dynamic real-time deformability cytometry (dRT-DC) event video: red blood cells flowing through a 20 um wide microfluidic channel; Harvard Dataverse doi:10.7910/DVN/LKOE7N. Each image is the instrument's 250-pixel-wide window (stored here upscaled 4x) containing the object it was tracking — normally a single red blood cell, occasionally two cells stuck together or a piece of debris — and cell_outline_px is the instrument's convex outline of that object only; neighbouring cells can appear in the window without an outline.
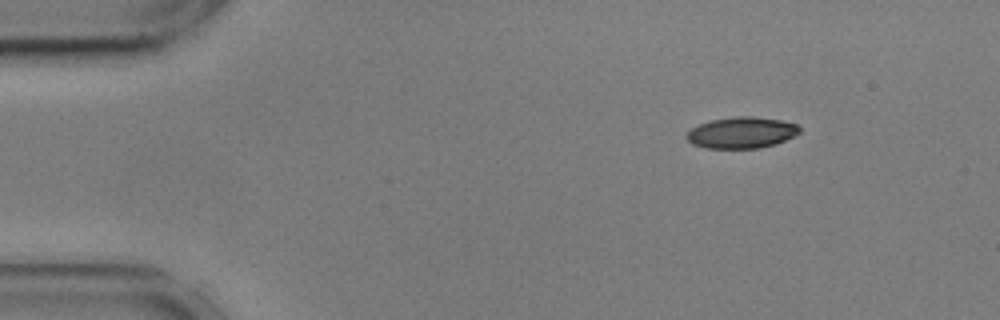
{"species": "common noctule bat (a hibernating species)", "species_latin": "Nyctalus noctula", "temperature_condition": "cold", "stored_images_in_passage": 14, "camera_frame_rate_fps": 3000, "um_per_image_px": 0.085, "animal": {"sex": "male", "body_mass_g": 17.9, "forearm_length_mm": 54.2}, "frame": {"image": 1, "passage_image": 1, "time_ms": 0.0, "image_size_px": [1000, 320], "cell_outline_px": [[800, 132], [776, 144], [760, 148], [708, 148], [692, 144], [684, 136], [696, 124], [712, 120], [732, 116], [752, 116], [780, 120], [796, 124], [800, 128]], "centroid_in_image_um": [63.0, 11.27], "position_along_channel_um": 22.0, "area_um2": 20.58}}
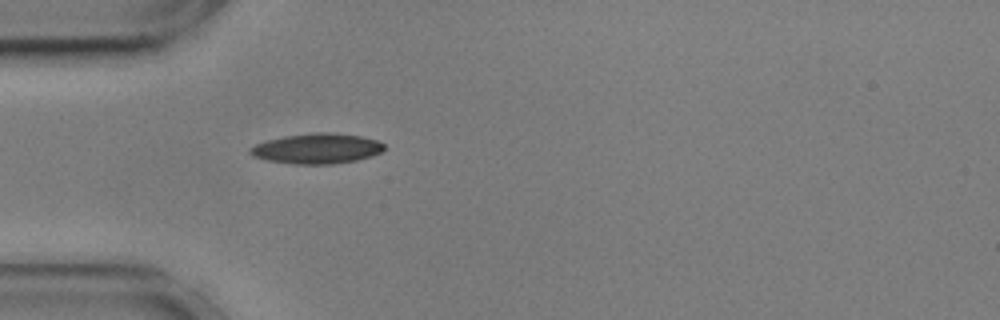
{"frame": {"image": 2, "passage_image": 10, "time_ms": 3.0, "image_size_px": [1000, 320], "cell_outline_px": [[384, 148], [380, 152], [372, 156], [356, 160], [332, 164], [292, 164], [268, 160], [252, 156], [248, 152], [248, 148], [256, 144], [268, 140], [284, 136], [312, 132], [328, 132], [360, 136], [376, 140], [384, 144]], "centroid_in_image_um": [26.91, 12.62], "position_along_channel_um": 58.1, "area_um2": 23.58}}